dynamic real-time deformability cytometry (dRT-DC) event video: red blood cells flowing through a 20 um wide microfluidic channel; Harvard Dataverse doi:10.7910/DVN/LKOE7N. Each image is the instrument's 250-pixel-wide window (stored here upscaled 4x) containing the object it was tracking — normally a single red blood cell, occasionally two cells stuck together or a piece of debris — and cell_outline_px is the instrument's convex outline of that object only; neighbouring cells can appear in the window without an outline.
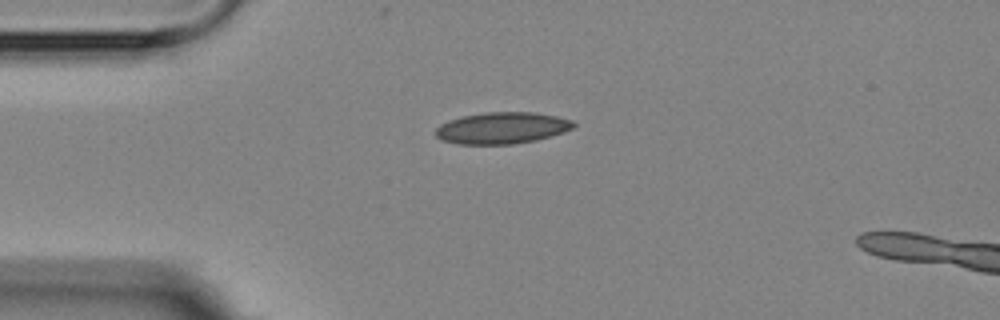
{"species": "Egyptian fruit bat (a non-hibernating species)", "species_latin": "Rousettus aegyptiacus", "temperature_condition": "room temperature", "stored_images_in_passage": 2, "camera_frame_rate_fps": 3000, "um_per_image_px": 0.085, "animal": {"sex": "female"}, "frame": {"image": 1, "passage_image": 2, "time_ms": 1.333, "image_size_px": [1000, 320], "cell_outline_px": [[576, 124], [572, 128], [564, 132], [536, 140], [512, 144], [456, 144], [440, 140], [436, 136], [436, 128], [440, 124], [448, 120], [460, 116], [484, 112], [536, 112], [556, 116], [572, 120]], "centroid_in_image_um": [42.64, 10.87], "position_along_channel_um": 42.4, "area_um2": 25.55}}